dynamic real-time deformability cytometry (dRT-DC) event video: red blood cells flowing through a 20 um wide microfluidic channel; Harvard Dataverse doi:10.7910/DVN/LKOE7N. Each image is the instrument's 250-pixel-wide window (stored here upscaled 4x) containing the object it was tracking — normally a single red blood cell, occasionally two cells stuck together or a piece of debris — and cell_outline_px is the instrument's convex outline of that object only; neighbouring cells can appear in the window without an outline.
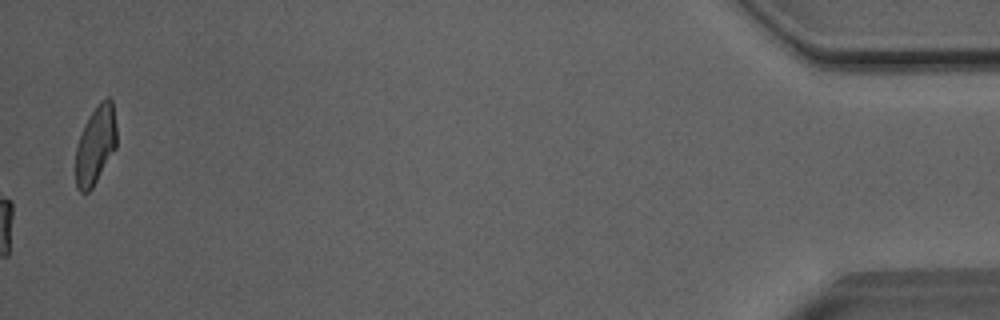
{"species": "Egyptian fruit bat (a non-hibernating species)", "species_latin": "Rousettus aegyptiacus", "temperature_condition": "room temperature", "stored_images_in_passage": 45, "camera_frame_rate_fps": 3000, "um_per_image_px": 0.085, "animal": {"sex": "male"}, "frame": {"image": 1, "passage_image": 45, "time_ms": 14.667, "image_size_px": [1000, 320], "cell_outline_px": [[116, 148], [92, 188], [88, 192], [80, 192], [76, 188], [76, 148], [80, 132], [84, 124], [100, 100], [108, 96], [112, 100], [116, 124]], "centroid_in_image_um": [8.12, 12.31], "position_along_channel_um": 427.1, "area_um2": 18.79}, "authors_computed_cell_mechanics": {"area_um2": 21.9062, "velocity_mm_per_s": 4.0726, "shape_relaxation_time_tau1_ms": 4.8777, "shape_relaxation_time_tau2_ms": 1.9332, "deformation_change_tau1": 0.1695, "deformation_change_tau2": 0.0884}}